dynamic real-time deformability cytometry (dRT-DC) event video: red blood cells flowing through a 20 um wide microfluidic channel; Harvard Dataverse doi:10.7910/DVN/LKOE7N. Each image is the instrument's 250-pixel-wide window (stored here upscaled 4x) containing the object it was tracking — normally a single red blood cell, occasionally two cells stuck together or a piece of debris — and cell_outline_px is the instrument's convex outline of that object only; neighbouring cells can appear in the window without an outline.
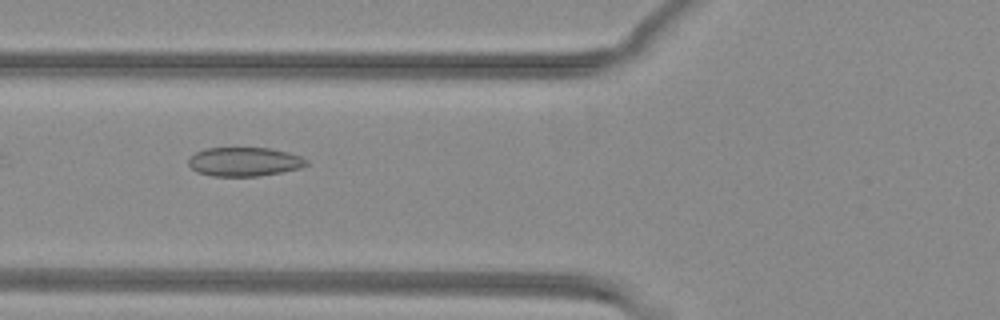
{"species": "common noctule bat (a hibernating species)", "species_latin": "Nyctalus noctula", "temperature_condition": "warm", "stored_images_in_passage": 32, "camera_frame_rate_fps": 3000, "um_per_image_px": 0.085, "animal": {"sex": "female", "body_mass_g": 29.2, "forearm_length_mm": 56.3}, "frame": {"image": 1, "passage_image": 3, "time_ms": 0.667, "image_size_px": [1000, 320], "cell_outline_px": [[308, 164], [300, 168], [280, 172], [256, 176], [212, 176], [196, 172], [188, 164], [188, 160], [196, 152], [208, 148], [268, 148], [288, 152], [300, 156], [308, 160]], "centroid_in_image_um": [20.77, 13.75], "position_along_channel_um": 105.0, "area_um2": 19.77}}
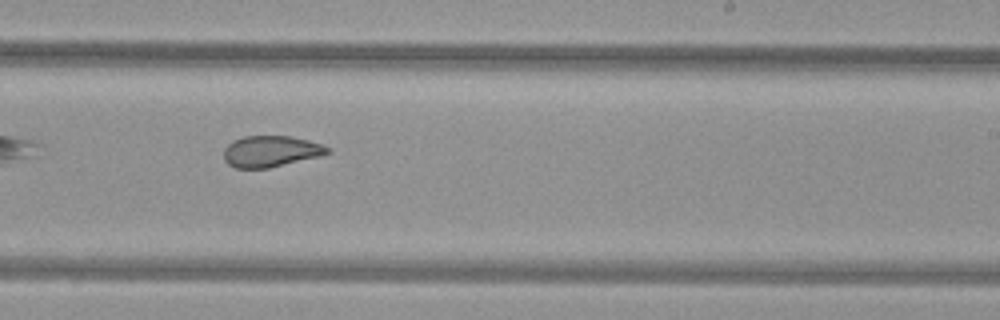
{"frame": {"image": 2, "passage_image": 15, "time_ms": 4.667, "image_size_px": [1000, 320], "cell_outline_px": [[332, 152], [320, 156], [268, 168], [236, 168], [228, 164], [224, 160], [224, 148], [232, 140], [244, 136], [292, 136], [308, 140], [320, 144], [328, 148]], "centroid_in_image_um": [22.99, 12.86], "position_along_channel_um": 266.0, "area_um2": 18.84}}
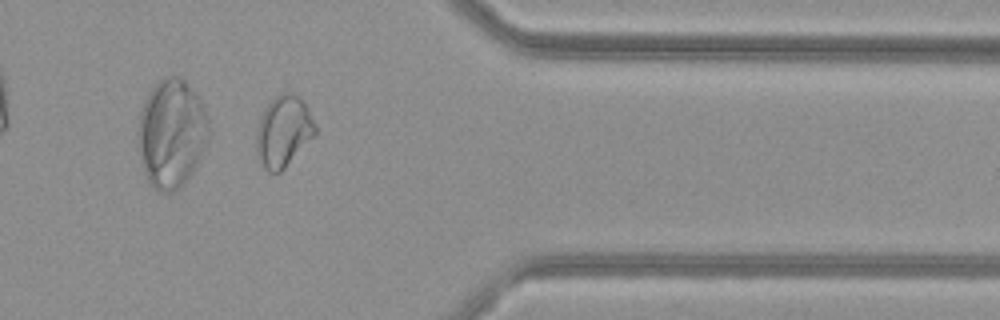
{"frame": {"image": 3, "passage_image": 25, "time_ms": 8.0, "image_size_px": [1000, 320], "cell_outline_px": [[316, 132], [284, 168], [280, 172], [268, 172], [256, 156], [256, 128], [264, 108], [280, 92], [292, 92], [300, 96], [308, 108], [316, 124]], "centroid_in_image_um": [24.07, 11.13], "position_along_channel_um": 387.3, "area_um2": 24.33}}